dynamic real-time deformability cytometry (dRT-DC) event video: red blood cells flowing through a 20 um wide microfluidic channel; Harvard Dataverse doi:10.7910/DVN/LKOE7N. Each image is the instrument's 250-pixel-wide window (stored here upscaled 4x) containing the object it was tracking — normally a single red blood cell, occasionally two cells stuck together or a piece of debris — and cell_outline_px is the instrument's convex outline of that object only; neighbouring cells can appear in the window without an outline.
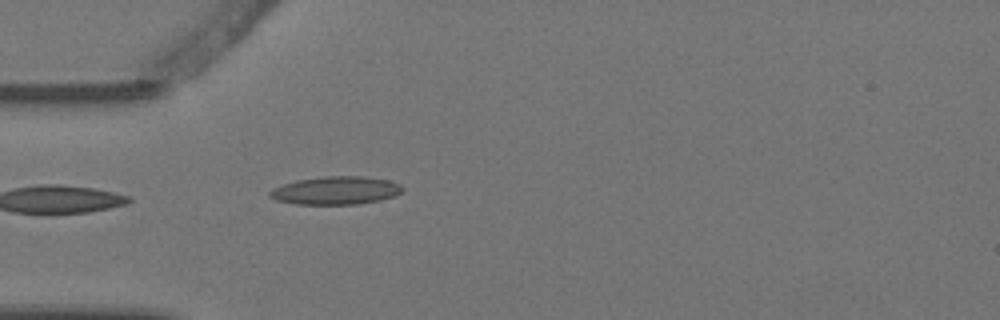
{"species": "Egyptian fruit bat (a non-hibernating species)", "species_latin": "Rousettus aegyptiacus", "temperature_condition": "warm", "stored_images_in_passage": 2, "camera_frame_rate_fps": 3000, "um_per_image_px": 0.085, "animal": {"sex": "female"}, "frame": {"image": 1, "passage_image": 2, "time_ms": 0.333, "image_size_px": [1000, 320], "cell_outline_px": [[404, 188], [400, 192], [392, 196], [380, 200], [356, 204], [296, 204], [276, 200], [268, 196], [268, 192], [272, 188], [296, 180], [324, 176], [364, 176], [388, 180], [400, 184]], "centroid_in_image_um": [28.51, 16.18], "position_along_channel_um": 56.5, "area_um2": 21.68}}